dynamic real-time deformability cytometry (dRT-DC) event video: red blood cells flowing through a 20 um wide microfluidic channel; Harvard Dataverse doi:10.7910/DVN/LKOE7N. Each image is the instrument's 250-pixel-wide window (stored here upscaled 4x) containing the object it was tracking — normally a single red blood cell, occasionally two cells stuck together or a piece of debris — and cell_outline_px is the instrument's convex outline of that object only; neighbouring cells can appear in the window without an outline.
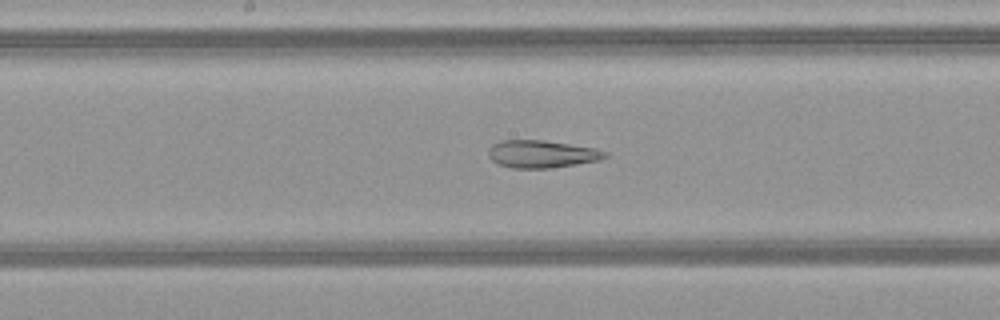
{"species": "common noctule bat (a hibernating species)", "species_latin": "Nyctalus noctula", "temperature_condition": "warm", "stored_images_in_passage": 46, "camera_frame_rate_fps": 3000, "um_per_image_px": 0.085, "animal": {"sex": "female", "body_mass_g": 21.9}, "frame": {"image": 1, "passage_image": 27, "time_ms": 8.667, "image_size_px": [1000, 320], "cell_outline_px": [[608, 156], [600, 160], [576, 164], [548, 168], [512, 168], [496, 164], [488, 156], [488, 148], [492, 144], [500, 140], [544, 140], [596, 148], [608, 152]], "centroid_in_image_um": [46.03, 13.09], "position_along_channel_um": 202.2, "area_um2": 18.9}}
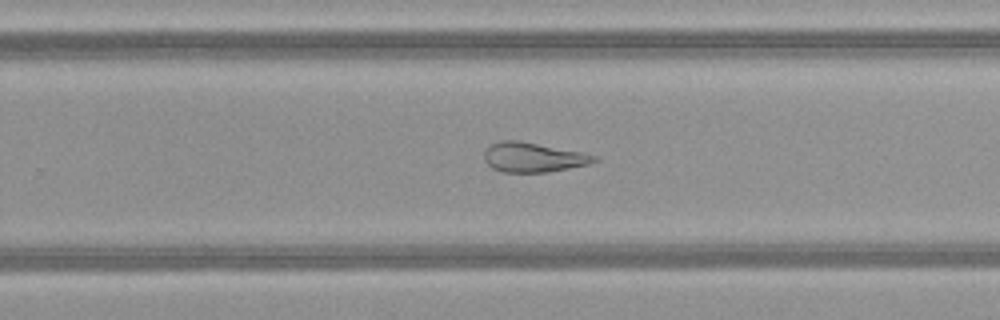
{"frame": {"image": 2, "passage_image": 33, "time_ms": 10.667, "image_size_px": [1000, 320], "cell_outline_px": [[600, 160], [588, 164], [548, 172], [504, 172], [492, 168], [484, 160], [484, 152], [488, 144], [500, 140], [520, 140], [584, 152], [600, 156]], "centroid_in_image_um": [45.34, 13.35], "position_along_channel_um": 284.5, "area_um2": 19.36}}
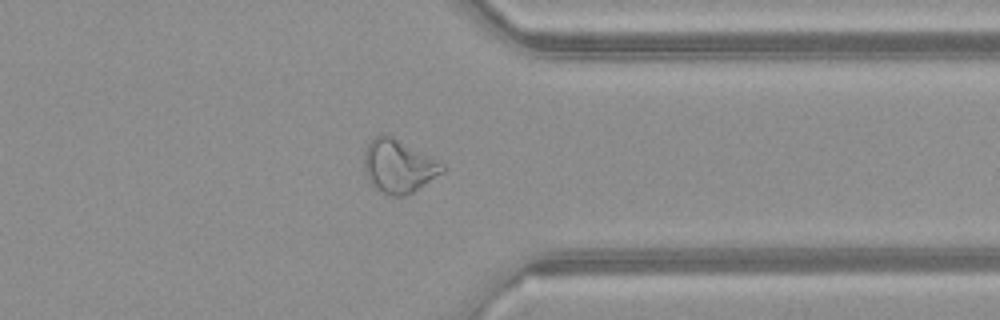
{"frame": {"image": 3, "passage_image": 40, "time_ms": 13.0, "image_size_px": [1000, 320], "cell_outline_px": [[448, 168], [444, 172], [412, 192], [404, 196], [388, 196], [372, 188], [368, 180], [364, 168], [364, 148], [376, 136], [384, 132], [392, 136], [444, 164]], "centroid_in_image_um": [33.84, 14.14], "position_along_channel_um": 377.6, "area_um2": 24.45}, "authors_computed_cell_mechanics": {"area_um2": 25.7788, "velocity_mm_per_s": 4.1425, "shape_relaxation_time_tau1_ms": null, "shape_relaxation_time_tau2_ms": 4.3385, "deformation_change_tau1": null, "deformation_change_tau2": 0.1549}}